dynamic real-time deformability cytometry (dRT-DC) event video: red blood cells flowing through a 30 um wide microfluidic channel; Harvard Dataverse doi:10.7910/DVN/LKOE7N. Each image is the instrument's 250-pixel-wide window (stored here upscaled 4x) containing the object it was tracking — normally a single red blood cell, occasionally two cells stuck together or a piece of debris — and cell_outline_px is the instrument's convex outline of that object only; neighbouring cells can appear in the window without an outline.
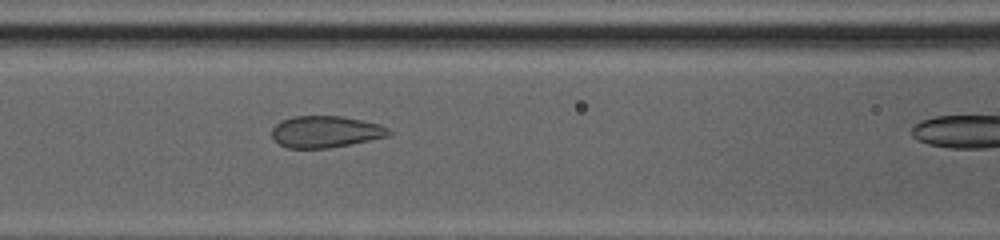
{"species": "common noctule bat (a hibernating species)", "species_latin": "Nyctalus noctula", "temperature_condition": "cold", "stored_images_in_passage": 10, "camera_frame_rate_fps": 3000, "um_per_image_px": 0.085, "animal": {"sex": "female", "body_mass_g": 20.0, "forearm_length_mm": 54.0}, "frame": {"image": 1, "passage_image": 9, "time_ms": 2.667, "image_size_px": [1000, 240], "cell_outline_px": [[392, 132], [388, 136], [328, 148], [288, 148], [280, 144], [272, 136], [272, 128], [280, 120], [292, 116], [340, 116], [380, 124], [388, 128]], "centroid_in_image_um": [27.65, 11.19], "position_along_channel_um": 139.0, "area_um2": 21.39}}